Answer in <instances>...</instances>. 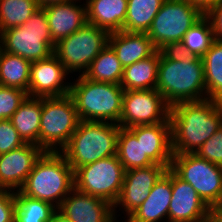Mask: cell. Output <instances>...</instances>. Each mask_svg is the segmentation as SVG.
I'll use <instances>...</instances> for the list:
<instances>
[{
    "label": "cell",
    "instance_id": "cell-1",
    "mask_svg": "<svg viewBox=\"0 0 222 222\" xmlns=\"http://www.w3.org/2000/svg\"><path fill=\"white\" fill-rule=\"evenodd\" d=\"M173 154L195 153L222 126V102H179L170 108Z\"/></svg>",
    "mask_w": 222,
    "mask_h": 222
},
{
    "label": "cell",
    "instance_id": "cell-2",
    "mask_svg": "<svg viewBox=\"0 0 222 222\" xmlns=\"http://www.w3.org/2000/svg\"><path fill=\"white\" fill-rule=\"evenodd\" d=\"M74 189V171L61 152L44 151L19 192L60 207Z\"/></svg>",
    "mask_w": 222,
    "mask_h": 222
},
{
    "label": "cell",
    "instance_id": "cell-3",
    "mask_svg": "<svg viewBox=\"0 0 222 222\" xmlns=\"http://www.w3.org/2000/svg\"><path fill=\"white\" fill-rule=\"evenodd\" d=\"M72 80L69 95L81 121L119 123L125 91L121 85L92 81L84 75Z\"/></svg>",
    "mask_w": 222,
    "mask_h": 222
},
{
    "label": "cell",
    "instance_id": "cell-4",
    "mask_svg": "<svg viewBox=\"0 0 222 222\" xmlns=\"http://www.w3.org/2000/svg\"><path fill=\"white\" fill-rule=\"evenodd\" d=\"M156 89L170 106L179 102L206 100L202 58L177 62L166 59L160 53Z\"/></svg>",
    "mask_w": 222,
    "mask_h": 222
},
{
    "label": "cell",
    "instance_id": "cell-5",
    "mask_svg": "<svg viewBox=\"0 0 222 222\" xmlns=\"http://www.w3.org/2000/svg\"><path fill=\"white\" fill-rule=\"evenodd\" d=\"M120 126L112 122L80 121L68 144L60 151L75 171L77 168L114 156Z\"/></svg>",
    "mask_w": 222,
    "mask_h": 222
},
{
    "label": "cell",
    "instance_id": "cell-6",
    "mask_svg": "<svg viewBox=\"0 0 222 222\" xmlns=\"http://www.w3.org/2000/svg\"><path fill=\"white\" fill-rule=\"evenodd\" d=\"M54 47L43 7L35 11L23 25L0 32V49L31 63L49 58Z\"/></svg>",
    "mask_w": 222,
    "mask_h": 222
},
{
    "label": "cell",
    "instance_id": "cell-7",
    "mask_svg": "<svg viewBox=\"0 0 222 222\" xmlns=\"http://www.w3.org/2000/svg\"><path fill=\"white\" fill-rule=\"evenodd\" d=\"M72 97H42L39 147L60 152L69 142L80 122Z\"/></svg>",
    "mask_w": 222,
    "mask_h": 222
},
{
    "label": "cell",
    "instance_id": "cell-8",
    "mask_svg": "<svg viewBox=\"0 0 222 222\" xmlns=\"http://www.w3.org/2000/svg\"><path fill=\"white\" fill-rule=\"evenodd\" d=\"M170 169L188 182L212 211L222 205V166L185 153L173 154Z\"/></svg>",
    "mask_w": 222,
    "mask_h": 222
},
{
    "label": "cell",
    "instance_id": "cell-9",
    "mask_svg": "<svg viewBox=\"0 0 222 222\" xmlns=\"http://www.w3.org/2000/svg\"><path fill=\"white\" fill-rule=\"evenodd\" d=\"M109 32L86 23L55 44L53 54L70 74L83 75L92 61L108 45Z\"/></svg>",
    "mask_w": 222,
    "mask_h": 222
},
{
    "label": "cell",
    "instance_id": "cell-10",
    "mask_svg": "<svg viewBox=\"0 0 222 222\" xmlns=\"http://www.w3.org/2000/svg\"><path fill=\"white\" fill-rule=\"evenodd\" d=\"M124 174L117 155L109 156L77 168L74 171V188L114 205L123 186Z\"/></svg>",
    "mask_w": 222,
    "mask_h": 222
},
{
    "label": "cell",
    "instance_id": "cell-11",
    "mask_svg": "<svg viewBox=\"0 0 222 222\" xmlns=\"http://www.w3.org/2000/svg\"><path fill=\"white\" fill-rule=\"evenodd\" d=\"M204 16L205 13L188 0H165L147 35L159 50L169 42L182 41L185 33Z\"/></svg>",
    "mask_w": 222,
    "mask_h": 222
},
{
    "label": "cell",
    "instance_id": "cell-12",
    "mask_svg": "<svg viewBox=\"0 0 222 222\" xmlns=\"http://www.w3.org/2000/svg\"><path fill=\"white\" fill-rule=\"evenodd\" d=\"M170 108L157 89L127 90L123 94L118 125L130 128L165 122L170 118Z\"/></svg>",
    "mask_w": 222,
    "mask_h": 222
},
{
    "label": "cell",
    "instance_id": "cell-13",
    "mask_svg": "<svg viewBox=\"0 0 222 222\" xmlns=\"http://www.w3.org/2000/svg\"><path fill=\"white\" fill-rule=\"evenodd\" d=\"M167 169L166 166L154 164L125 171L120 195L113 205L115 220L121 216L117 215L120 210L126 214L123 216L125 218L134 212L146 200L155 183Z\"/></svg>",
    "mask_w": 222,
    "mask_h": 222
},
{
    "label": "cell",
    "instance_id": "cell-14",
    "mask_svg": "<svg viewBox=\"0 0 222 222\" xmlns=\"http://www.w3.org/2000/svg\"><path fill=\"white\" fill-rule=\"evenodd\" d=\"M68 75L71 74L65 70L54 54L49 58L32 62L29 78V96L61 97L68 95L71 85V81L66 80Z\"/></svg>",
    "mask_w": 222,
    "mask_h": 222
},
{
    "label": "cell",
    "instance_id": "cell-15",
    "mask_svg": "<svg viewBox=\"0 0 222 222\" xmlns=\"http://www.w3.org/2000/svg\"><path fill=\"white\" fill-rule=\"evenodd\" d=\"M172 198L168 222H205L213 211L203 202L195 189L171 170Z\"/></svg>",
    "mask_w": 222,
    "mask_h": 222
},
{
    "label": "cell",
    "instance_id": "cell-16",
    "mask_svg": "<svg viewBox=\"0 0 222 222\" xmlns=\"http://www.w3.org/2000/svg\"><path fill=\"white\" fill-rule=\"evenodd\" d=\"M43 152L38 145L25 143L0 154V189L19 191Z\"/></svg>",
    "mask_w": 222,
    "mask_h": 222
},
{
    "label": "cell",
    "instance_id": "cell-17",
    "mask_svg": "<svg viewBox=\"0 0 222 222\" xmlns=\"http://www.w3.org/2000/svg\"><path fill=\"white\" fill-rule=\"evenodd\" d=\"M57 210L71 222H118L114 218L113 205L75 188Z\"/></svg>",
    "mask_w": 222,
    "mask_h": 222
},
{
    "label": "cell",
    "instance_id": "cell-18",
    "mask_svg": "<svg viewBox=\"0 0 222 222\" xmlns=\"http://www.w3.org/2000/svg\"><path fill=\"white\" fill-rule=\"evenodd\" d=\"M80 1L82 0L53 3L43 7L47 16L50 35L55 44L87 23L86 4L84 0L83 3Z\"/></svg>",
    "mask_w": 222,
    "mask_h": 222
},
{
    "label": "cell",
    "instance_id": "cell-19",
    "mask_svg": "<svg viewBox=\"0 0 222 222\" xmlns=\"http://www.w3.org/2000/svg\"><path fill=\"white\" fill-rule=\"evenodd\" d=\"M128 129L136 138H141L144 154L155 164L170 168L173 158L170 118L165 122L133 126Z\"/></svg>",
    "mask_w": 222,
    "mask_h": 222
},
{
    "label": "cell",
    "instance_id": "cell-20",
    "mask_svg": "<svg viewBox=\"0 0 222 222\" xmlns=\"http://www.w3.org/2000/svg\"><path fill=\"white\" fill-rule=\"evenodd\" d=\"M171 198V169L168 168L155 183L146 200L124 222H168Z\"/></svg>",
    "mask_w": 222,
    "mask_h": 222
},
{
    "label": "cell",
    "instance_id": "cell-21",
    "mask_svg": "<svg viewBox=\"0 0 222 222\" xmlns=\"http://www.w3.org/2000/svg\"><path fill=\"white\" fill-rule=\"evenodd\" d=\"M108 44L123 67L152 56L157 49L147 33L117 31L109 34Z\"/></svg>",
    "mask_w": 222,
    "mask_h": 222
},
{
    "label": "cell",
    "instance_id": "cell-22",
    "mask_svg": "<svg viewBox=\"0 0 222 222\" xmlns=\"http://www.w3.org/2000/svg\"><path fill=\"white\" fill-rule=\"evenodd\" d=\"M87 23L109 33L122 31L128 0H85Z\"/></svg>",
    "mask_w": 222,
    "mask_h": 222
},
{
    "label": "cell",
    "instance_id": "cell-23",
    "mask_svg": "<svg viewBox=\"0 0 222 222\" xmlns=\"http://www.w3.org/2000/svg\"><path fill=\"white\" fill-rule=\"evenodd\" d=\"M42 97L27 96L10 121L25 143L39 146Z\"/></svg>",
    "mask_w": 222,
    "mask_h": 222
},
{
    "label": "cell",
    "instance_id": "cell-24",
    "mask_svg": "<svg viewBox=\"0 0 222 222\" xmlns=\"http://www.w3.org/2000/svg\"><path fill=\"white\" fill-rule=\"evenodd\" d=\"M160 51L152 56L124 67L121 87L127 90L156 89Z\"/></svg>",
    "mask_w": 222,
    "mask_h": 222
},
{
    "label": "cell",
    "instance_id": "cell-25",
    "mask_svg": "<svg viewBox=\"0 0 222 222\" xmlns=\"http://www.w3.org/2000/svg\"><path fill=\"white\" fill-rule=\"evenodd\" d=\"M31 62L0 49V85L21 89L29 96Z\"/></svg>",
    "mask_w": 222,
    "mask_h": 222
},
{
    "label": "cell",
    "instance_id": "cell-26",
    "mask_svg": "<svg viewBox=\"0 0 222 222\" xmlns=\"http://www.w3.org/2000/svg\"><path fill=\"white\" fill-rule=\"evenodd\" d=\"M123 70L124 67L118 60L115 51L108 44L92 61L83 75L92 81L120 85Z\"/></svg>",
    "mask_w": 222,
    "mask_h": 222
},
{
    "label": "cell",
    "instance_id": "cell-27",
    "mask_svg": "<svg viewBox=\"0 0 222 222\" xmlns=\"http://www.w3.org/2000/svg\"><path fill=\"white\" fill-rule=\"evenodd\" d=\"M202 62L207 99L222 102V41L212 42Z\"/></svg>",
    "mask_w": 222,
    "mask_h": 222
},
{
    "label": "cell",
    "instance_id": "cell-28",
    "mask_svg": "<svg viewBox=\"0 0 222 222\" xmlns=\"http://www.w3.org/2000/svg\"><path fill=\"white\" fill-rule=\"evenodd\" d=\"M165 0H128L123 31L147 33Z\"/></svg>",
    "mask_w": 222,
    "mask_h": 222
},
{
    "label": "cell",
    "instance_id": "cell-29",
    "mask_svg": "<svg viewBox=\"0 0 222 222\" xmlns=\"http://www.w3.org/2000/svg\"><path fill=\"white\" fill-rule=\"evenodd\" d=\"M116 155L125 171L155 164L144 154L141 138H136L128 128L119 130Z\"/></svg>",
    "mask_w": 222,
    "mask_h": 222
},
{
    "label": "cell",
    "instance_id": "cell-30",
    "mask_svg": "<svg viewBox=\"0 0 222 222\" xmlns=\"http://www.w3.org/2000/svg\"><path fill=\"white\" fill-rule=\"evenodd\" d=\"M57 208L15 191L14 222H50Z\"/></svg>",
    "mask_w": 222,
    "mask_h": 222
},
{
    "label": "cell",
    "instance_id": "cell-31",
    "mask_svg": "<svg viewBox=\"0 0 222 222\" xmlns=\"http://www.w3.org/2000/svg\"><path fill=\"white\" fill-rule=\"evenodd\" d=\"M39 8L36 0H0V32L23 25Z\"/></svg>",
    "mask_w": 222,
    "mask_h": 222
},
{
    "label": "cell",
    "instance_id": "cell-32",
    "mask_svg": "<svg viewBox=\"0 0 222 222\" xmlns=\"http://www.w3.org/2000/svg\"><path fill=\"white\" fill-rule=\"evenodd\" d=\"M215 40L210 20L204 16L183 37V44L195 57H203Z\"/></svg>",
    "mask_w": 222,
    "mask_h": 222
},
{
    "label": "cell",
    "instance_id": "cell-33",
    "mask_svg": "<svg viewBox=\"0 0 222 222\" xmlns=\"http://www.w3.org/2000/svg\"><path fill=\"white\" fill-rule=\"evenodd\" d=\"M27 96L21 89L0 85V120L10 119Z\"/></svg>",
    "mask_w": 222,
    "mask_h": 222
},
{
    "label": "cell",
    "instance_id": "cell-34",
    "mask_svg": "<svg viewBox=\"0 0 222 222\" xmlns=\"http://www.w3.org/2000/svg\"><path fill=\"white\" fill-rule=\"evenodd\" d=\"M211 163L222 166V126L195 152Z\"/></svg>",
    "mask_w": 222,
    "mask_h": 222
},
{
    "label": "cell",
    "instance_id": "cell-35",
    "mask_svg": "<svg viewBox=\"0 0 222 222\" xmlns=\"http://www.w3.org/2000/svg\"><path fill=\"white\" fill-rule=\"evenodd\" d=\"M24 144L10 119L0 120V154L10 152Z\"/></svg>",
    "mask_w": 222,
    "mask_h": 222
},
{
    "label": "cell",
    "instance_id": "cell-36",
    "mask_svg": "<svg viewBox=\"0 0 222 222\" xmlns=\"http://www.w3.org/2000/svg\"><path fill=\"white\" fill-rule=\"evenodd\" d=\"M166 58L177 62L191 61L195 56L184 47L182 41L169 42L159 49Z\"/></svg>",
    "mask_w": 222,
    "mask_h": 222
},
{
    "label": "cell",
    "instance_id": "cell-37",
    "mask_svg": "<svg viewBox=\"0 0 222 222\" xmlns=\"http://www.w3.org/2000/svg\"><path fill=\"white\" fill-rule=\"evenodd\" d=\"M15 191L0 189V222H14Z\"/></svg>",
    "mask_w": 222,
    "mask_h": 222
},
{
    "label": "cell",
    "instance_id": "cell-38",
    "mask_svg": "<svg viewBox=\"0 0 222 222\" xmlns=\"http://www.w3.org/2000/svg\"><path fill=\"white\" fill-rule=\"evenodd\" d=\"M205 16L211 22L215 39L222 41V0L211 7Z\"/></svg>",
    "mask_w": 222,
    "mask_h": 222
},
{
    "label": "cell",
    "instance_id": "cell-39",
    "mask_svg": "<svg viewBox=\"0 0 222 222\" xmlns=\"http://www.w3.org/2000/svg\"><path fill=\"white\" fill-rule=\"evenodd\" d=\"M188 1L194 4L196 7L200 8L204 13H206L211 7L216 5L220 0H188Z\"/></svg>",
    "mask_w": 222,
    "mask_h": 222
},
{
    "label": "cell",
    "instance_id": "cell-40",
    "mask_svg": "<svg viewBox=\"0 0 222 222\" xmlns=\"http://www.w3.org/2000/svg\"><path fill=\"white\" fill-rule=\"evenodd\" d=\"M73 0H36L40 7H45L53 3H67Z\"/></svg>",
    "mask_w": 222,
    "mask_h": 222
},
{
    "label": "cell",
    "instance_id": "cell-41",
    "mask_svg": "<svg viewBox=\"0 0 222 222\" xmlns=\"http://www.w3.org/2000/svg\"><path fill=\"white\" fill-rule=\"evenodd\" d=\"M50 222H71V221L57 210L53 214Z\"/></svg>",
    "mask_w": 222,
    "mask_h": 222
},
{
    "label": "cell",
    "instance_id": "cell-42",
    "mask_svg": "<svg viewBox=\"0 0 222 222\" xmlns=\"http://www.w3.org/2000/svg\"><path fill=\"white\" fill-rule=\"evenodd\" d=\"M218 222H222V205L213 210L212 215Z\"/></svg>",
    "mask_w": 222,
    "mask_h": 222
},
{
    "label": "cell",
    "instance_id": "cell-43",
    "mask_svg": "<svg viewBox=\"0 0 222 222\" xmlns=\"http://www.w3.org/2000/svg\"><path fill=\"white\" fill-rule=\"evenodd\" d=\"M205 222H218L213 216Z\"/></svg>",
    "mask_w": 222,
    "mask_h": 222
}]
</instances>
